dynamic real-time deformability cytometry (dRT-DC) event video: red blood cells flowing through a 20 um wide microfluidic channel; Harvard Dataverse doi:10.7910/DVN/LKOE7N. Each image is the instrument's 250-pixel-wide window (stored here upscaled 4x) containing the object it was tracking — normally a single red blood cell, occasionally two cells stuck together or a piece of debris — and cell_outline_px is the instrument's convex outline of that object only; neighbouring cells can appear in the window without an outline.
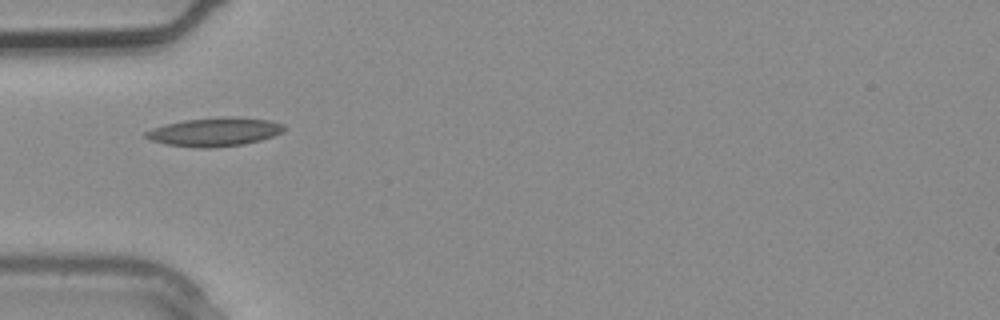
{"species": "common noctule bat (a hibernating species)", "species_latin": "Nyctalus noctula", "temperature_condition": "warm", "stored_images_in_passage": 3, "camera_frame_rate_fps": 3000, "um_per_image_px": 0.085, "animal": {"sex": "male", "body_mass_g": 20.4}, "frame": {"image": 1, "passage_image": 3, "time_ms": 0.667, "image_size_px": [1000, 320], "cell_outline_px": [[288, 128], [284, 132], [260, 140], [244, 144], [212, 148], [200, 148], [164, 144], [152, 140], [144, 136], [144, 132], [152, 128], [184, 120], [268, 120], [284, 124]], "centroid_in_image_um": [18.22, 11.28], "position_along_channel_um": 66.8, "area_um2": 21.85}}